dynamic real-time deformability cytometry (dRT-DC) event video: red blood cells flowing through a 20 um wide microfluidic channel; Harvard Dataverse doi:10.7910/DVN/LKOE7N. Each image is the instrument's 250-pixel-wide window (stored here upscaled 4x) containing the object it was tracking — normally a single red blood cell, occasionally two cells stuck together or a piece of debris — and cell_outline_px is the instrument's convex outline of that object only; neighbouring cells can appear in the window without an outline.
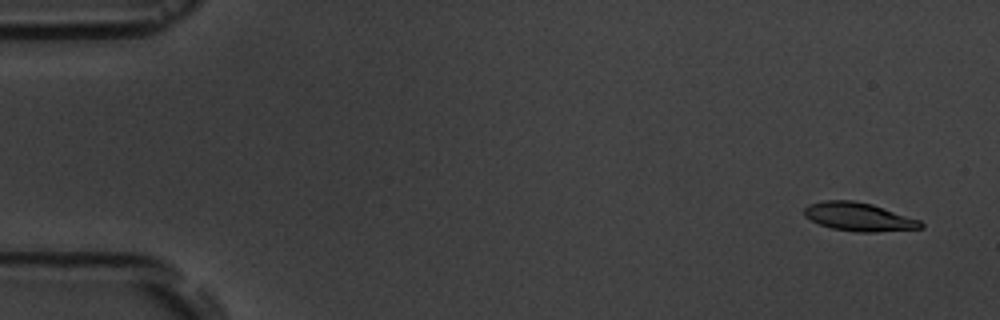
{"species": "common noctule bat (a hibernating species)", "species_latin": "Nyctalus noctula", "temperature_condition": "room temperature", "stored_images_in_passage": 5, "camera_frame_rate_fps": 3000, "um_per_image_px": 0.085, "animal": {"sex": "male", "body_mass_g": 19.5, "forearm_length_mm": 54.6}, "frame": {"image": 1, "passage_image": 1, "time_ms": 0.0, "image_size_px": [1000, 320], "cell_outline_px": [[924, 228], [876, 232], [856, 232], [832, 228], [820, 224], [804, 216], [804, 208], [808, 204], [824, 200], [852, 200], [872, 204], [920, 220], [924, 224]], "centroid_in_image_um": [73.0, 18.43], "position_along_channel_um": 12.0, "area_um2": 19.31}}
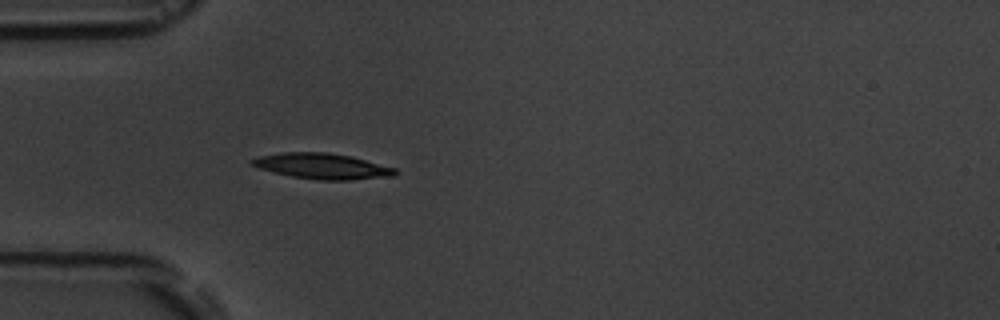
{"frame": {"image": 2, "passage_image": 5, "time_ms": 4.667, "image_size_px": [1000, 320], "cell_outline_px": [[396, 176], [348, 180], [320, 180], [292, 176], [260, 168], [252, 164], [248, 160], [260, 156], [284, 152], [328, 152], [352, 156], [396, 168]], "centroid_in_image_um": [27.44, 14.11], "position_along_channel_um": 57.6, "area_um2": 21.27}}